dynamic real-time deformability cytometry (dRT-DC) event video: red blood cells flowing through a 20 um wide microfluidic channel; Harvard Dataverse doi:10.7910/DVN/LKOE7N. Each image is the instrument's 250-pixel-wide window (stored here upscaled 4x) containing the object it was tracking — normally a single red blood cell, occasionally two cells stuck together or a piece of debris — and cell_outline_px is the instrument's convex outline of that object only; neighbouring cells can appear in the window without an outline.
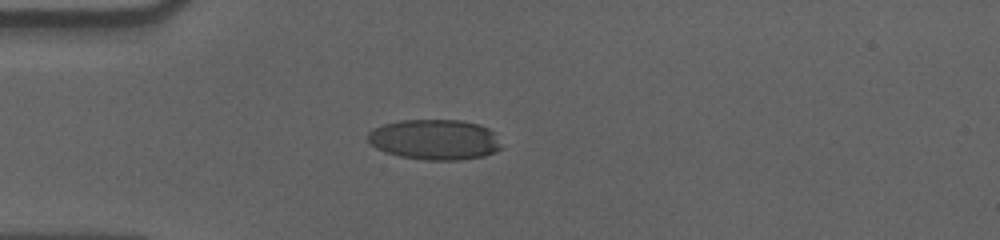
{"species": "human", "species_latin": "Homo sapiens", "temperature_condition": "cold", "stored_images_in_passage": 43, "camera_frame_rate_fps": 3000, "um_per_image_px": 0.085, "donor": {"sex": "male"}, "frame": {"image": 1, "passage_image": 1, "time_ms": 0.0, "image_size_px": [1000, 240], "cell_outline_px": [[504, 148], [496, 152], [484, 156], [460, 160], [424, 160], [400, 156], [384, 152], [376, 148], [368, 140], [368, 132], [372, 128], [384, 124], [400, 120], [460, 120], [480, 124], [488, 128], [492, 132]], "centroid_in_image_um": [36.96, 11.87], "position_along_channel_um": 48.0, "area_um2": 31.62}}
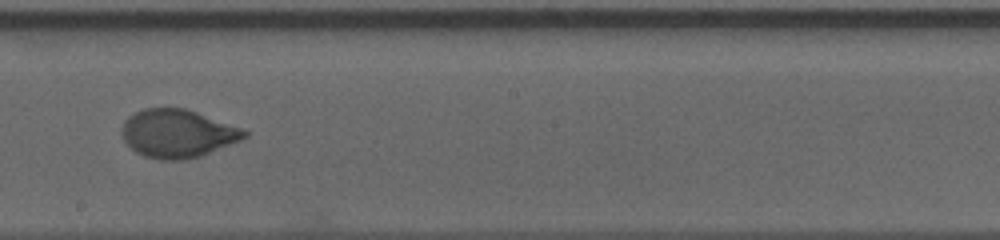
{"frame": {"image": 2, "passage_image": 18, "time_ms": 5.667, "image_size_px": [1000, 240], "cell_outline_px": [[248, 136], [240, 140], [200, 156], [184, 160], [160, 160], [144, 156], [136, 152], [124, 140], [120, 132], [124, 120], [128, 116], [144, 108], [184, 108], [196, 112], [240, 128], [248, 132]], "centroid_in_image_um": [15.04, 11.35], "position_along_channel_um": 233.2, "area_um2": 34.1}}
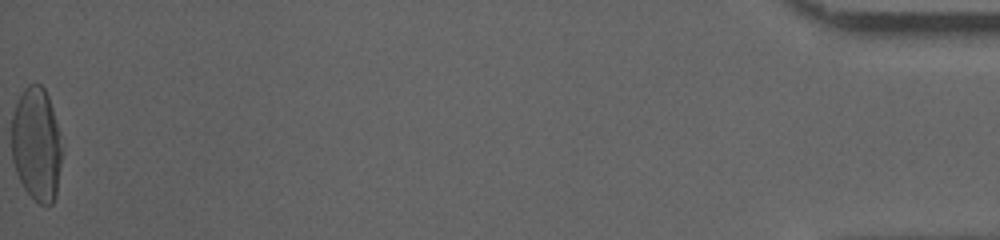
{"frame": {"image": 3, "passage_image": 43, "time_ms": 14.0, "image_size_px": [1000, 240], "cell_outline_px": [[60, 164], [56, 196], [52, 204], [40, 204], [24, 188], [16, 172], [12, 160], [12, 116], [16, 100], [24, 88], [28, 84], [40, 84], [44, 88], [48, 96], [60, 132]], "centroid_in_image_um": [3.08, 12.23], "position_along_channel_um": 432.1, "area_um2": 33.18}, "authors_computed_cell_mechanics": {"area_um2": 33.813, "velocity_mm_per_s": 3.5612, "shape_relaxation_time_tau1_ms": 4.4691, "shape_relaxation_time_tau2_ms": null, "deformation_change_tau1": 0.211, "deformation_change_tau2": null}}